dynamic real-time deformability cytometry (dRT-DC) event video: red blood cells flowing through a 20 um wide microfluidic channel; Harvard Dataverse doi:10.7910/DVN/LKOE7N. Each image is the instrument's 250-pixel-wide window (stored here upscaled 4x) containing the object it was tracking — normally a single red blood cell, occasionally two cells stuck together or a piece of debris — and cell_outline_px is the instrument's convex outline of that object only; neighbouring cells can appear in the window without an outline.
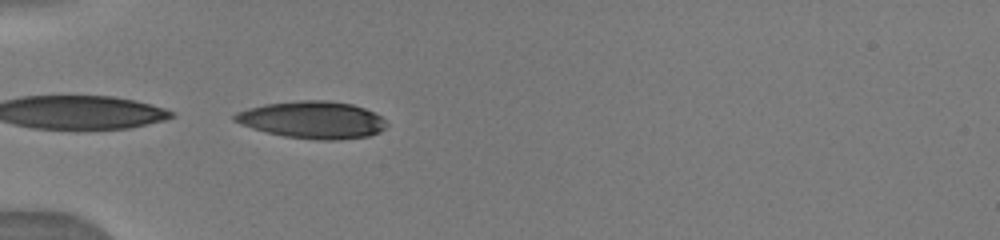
{"species": "human", "species_latin": "Homo sapiens", "temperature_condition": "warm", "stored_images_in_passage": 23, "segment_of_instrument_passage": [2, 2], "camera_frame_rate_fps": 3000, "um_per_image_px": 0.085, "donor": {"sex": "male"}, "frame": {"image": 1, "passage_image": 10, "time_ms": 5.0, "image_size_px": [1000, 240], "cell_outline_px": [[388, 124], [380, 132], [368, 136], [340, 140], [316, 140], [284, 136], [252, 128], [240, 124], [232, 120], [232, 116], [236, 112], [248, 108], [264, 104], [300, 100], [328, 100], [352, 104], [364, 108], [380, 116]], "centroid_in_image_um": [26.54, 10.19], "position_along_channel_um": 58.5, "area_um2": 33.0}}
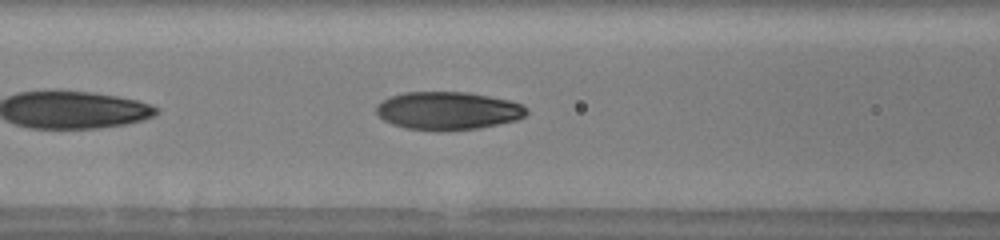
{"frame": {"image": 2, "passage_image": 14, "time_ms": 7.0, "image_size_px": [1000, 240], "cell_outline_px": [[528, 112], [524, 116], [516, 120], [480, 128], [440, 132], [404, 128], [392, 124], [384, 120], [376, 112], [376, 104], [388, 96], [404, 92], [468, 92], [508, 100], [520, 104], [528, 108]], "centroid_in_image_um": [38.04, 9.42], "position_along_channel_um": 128.6, "area_um2": 33.64}}